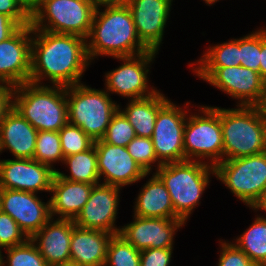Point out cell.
<instances>
[{
    "label": "cell",
    "instance_id": "43",
    "mask_svg": "<svg viewBox=\"0 0 266 266\" xmlns=\"http://www.w3.org/2000/svg\"><path fill=\"white\" fill-rule=\"evenodd\" d=\"M130 0H96V8L100 6L127 5Z\"/></svg>",
    "mask_w": 266,
    "mask_h": 266
},
{
    "label": "cell",
    "instance_id": "14",
    "mask_svg": "<svg viewBox=\"0 0 266 266\" xmlns=\"http://www.w3.org/2000/svg\"><path fill=\"white\" fill-rule=\"evenodd\" d=\"M0 210L11 216L29 239L51 218L50 201L42 202L28 191L0 189Z\"/></svg>",
    "mask_w": 266,
    "mask_h": 266
},
{
    "label": "cell",
    "instance_id": "12",
    "mask_svg": "<svg viewBox=\"0 0 266 266\" xmlns=\"http://www.w3.org/2000/svg\"><path fill=\"white\" fill-rule=\"evenodd\" d=\"M155 51H147L143 54L130 57H115L123 61V64L105 74L106 91L119 94L123 97L141 99L155 94L158 90L148 87L147 67L153 61ZM151 89V90H148Z\"/></svg>",
    "mask_w": 266,
    "mask_h": 266
},
{
    "label": "cell",
    "instance_id": "37",
    "mask_svg": "<svg viewBox=\"0 0 266 266\" xmlns=\"http://www.w3.org/2000/svg\"><path fill=\"white\" fill-rule=\"evenodd\" d=\"M220 258L218 266H257L249 257L234 243L220 242Z\"/></svg>",
    "mask_w": 266,
    "mask_h": 266
},
{
    "label": "cell",
    "instance_id": "49",
    "mask_svg": "<svg viewBox=\"0 0 266 266\" xmlns=\"http://www.w3.org/2000/svg\"><path fill=\"white\" fill-rule=\"evenodd\" d=\"M206 4H208V5H212V4H214V3H216V2H218L219 0H203Z\"/></svg>",
    "mask_w": 266,
    "mask_h": 266
},
{
    "label": "cell",
    "instance_id": "23",
    "mask_svg": "<svg viewBox=\"0 0 266 266\" xmlns=\"http://www.w3.org/2000/svg\"><path fill=\"white\" fill-rule=\"evenodd\" d=\"M112 236L105 231L75 225L70 242V260L82 266H104Z\"/></svg>",
    "mask_w": 266,
    "mask_h": 266
},
{
    "label": "cell",
    "instance_id": "36",
    "mask_svg": "<svg viewBox=\"0 0 266 266\" xmlns=\"http://www.w3.org/2000/svg\"><path fill=\"white\" fill-rule=\"evenodd\" d=\"M28 239L15 220L0 210V248L18 246Z\"/></svg>",
    "mask_w": 266,
    "mask_h": 266
},
{
    "label": "cell",
    "instance_id": "40",
    "mask_svg": "<svg viewBox=\"0 0 266 266\" xmlns=\"http://www.w3.org/2000/svg\"><path fill=\"white\" fill-rule=\"evenodd\" d=\"M14 87L0 83V124L6 113L12 108V95Z\"/></svg>",
    "mask_w": 266,
    "mask_h": 266
},
{
    "label": "cell",
    "instance_id": "9",
    "mask_svg": "<svg viewBox=\"0 0 266 266\" xmlns=\"http://www.w3.org/2000/svg\"><path fill=\"white\" fill-rule=\"evenodd\" d=\"M199 108L203 115H187L183 136L185 160L202 161L207 158L211 161L209 164L215 166L223 161L221 107Z\"/></svg>",
    "mask_w": 266,
    "mask_h": 266
},
{
    "label": "cell",
    "instance_id": "5",
    "mask_svg": "<svg viewBox=\"0 0 266 266\" xmlns=\"http://www.w3.org/2000/svg\"><path fill=\"white\" fill-rule=\"evenodd\" d=\"M236 106L238 108H221L223 160L266 151V123L258 106Z\"/></svg>",
    "mask_w": 266,
    "mask_h": 266
},
{
    "label": "cell",
    "instance_id": "27",
    "mask_svg": "<svg viewBox=\"0 0 266 266\" xmlns=\"http://www.w3.org/2000/svg\"><path fill=\"white\" fill-rule=\"evenodd\" d=\"M234 244L257 266H266V218L258 215Z\"/></svg>",
    "mask_w": 266,
    "mask_h": 266
},
{
    "label": "cell",
    "instance_id": "10",
    "mask_svg": "<svg viewBox=\"0 0 266 266\" xmlns=\"http://www.w3.org/2000/svg\"><path fill=\"white\" fill-rule=\"evenodd\" d=\"M210 85L239 100V106H258L266 92L260 73L241 65L233 67H192Z\"/></svg>",
    "mask_w": 266,
    "mask_h": 266
},
{
    "label": "cell",
    "instance_id": "25",
    "mask_svg": "<svg viewBox=\"0 0 266 266\" xmlns=\"http://www.w3.org/2000/svg\"><path fill=\"white\" fill-rule=\"evenodd\" d=\"M166 98L157 91L146 98L129 100L125 110H121V106L118 110L133 126L137 137L151 138L158 111L169 101Z\"/></svg>",
    "mask_w": 266,
    "mask_h": 266
},
{
    "label": "cell",
    "instance_id": "26",
    "mask_svg": "<svg viewBox=\"0 0 266 266\" xmlns=\"http://www.w3.org/2000/svg\"><path fill=\"white\" fill-rule=\"evenodd\" d=\"M63 163L69 167L70 175L57 170L56 173L61 178L72 182L99 184L100 177L94 144L86 151L64 157Z\"/></svg>",
    "mask_w": 266,
    "mask_h": 266
},
{
    "label": "cell",
    "instance_id": "32",
    "mask_svg": "<svg viewBox=\"0 0 266 266\" xmlns=\"http://www.w3.org/2000/svg\"><path fill=\"white\" fill-rule=\"evenodd\" d=\"M58 132L64 157L86 151L94 144V140L80 127L69 122Z\"/></svg>",
    "mask_w": 266,
    "mask_h": 266
},
{
    "label": "cell",
    "instance_id": "47",
    "mask_svg": "<svg viewBox=\"0 0 266 266\" xmlns=\"http://www.w3.org/2000/svg\"><path fill=\"white\" fill-rule=\"evenodd\" d=\"M54 266H82V265H79L78 263H75L74 261L69 260L61 264L54 265Z\"/></svg>",
    "mask_w": 266,
    "mask_h": 266
},
{
    "label": "cell",
    "instance_id": "7",
    "mask_svg": "<svg viewBox=\"0 0 266 266\" xmlns=\"http://www.w3.org/2000/svg\"><path fill=\"white\" fill-rule=\"evenodd\" d=\"M96 7L77 0H40L31 11V27L87 38ZM47 23V24H46Z\"/></svg>",
    "mask_w": 266,
    "mask_h": 266
},
{
    "label": "cell",
    "instance_id": "50",
    "mask_svg": "<svg viewBox=\"0 0 266 266\" xmlns=\"http://www.w3.org/2000/svg\"><path fill=\"white\" fill-rule=\"evenodd\" d=\"M1 250H3L2 248H0V266H3V263H2V261H3V259H4V256H2V251Z\"/></svg>",
    "mask_w": 266,
    "mask_h": 266
},
{
    "label": "cell",
    "instance_id": "29",
    "mask_svg": "<svg viewBox=\"0 0 266 266\" xmlns=\"http://www.w3.org/2000/svg\"><path fill=\"white\" fill-rule=\"evenodd\" d=\"M33 159L57 171L53 163L64 160L59 132L38 131Z\"/></svg>",
    "mask_w": 266,
    "mask_h": 266
},
{
    "label": "cell",
    "instance_id": "15",
    "mask_svg": "<svg viewBox=\"0 0 266 266\" xmlns=\"http://www.w3.org/2000/svg\"><path fill=\"white\" fill-rule=\"evenodd\" d=\"M99 177L102 184L122 188L145 178L142 167L128 153L126 147L106 143L103 139L94 141ZM103 175V176H102Z\"/></svg>",
    "mask_w": 266,
    "mask_h": 266
},
{
    "label": "cell",
    "instance_id": "6",
    "mask_svg": "<svg viewBox=\"0 0 266 266\" xmlns=\"http://www.w3.org/2000/svg\"><path fill=\"white\" fill-rule=\"evenodd\" d=\"M68 122L80 127L94 141L106 134L112 116L118 111L106 90L79 83L66 87Z\"/></svg>",
    "mask_w": 266,
    "mask_h": 266
},
{
    "label": "cell",
    "instance_id": "1",
    "mask_svg": "<svg viewBox=\"0 0 266 266\" xmlns=\"http://www.w3.org/2000/svg\"><path fill=\"white\" fill-rule=\"evenodd\" d=\"M31 73L29 82L42 85L49 78L51 84L72 86L90 65L87 39L74 34H57L32 28Z\"/></svg>",
    "mask_w": 266,
    "mask_h": 266
},
{
    "label": "cell",
    "instance_id": "30",
    "mask_svg": "<svg viewBox=\"0 0 266 266\" xmlns=\"http://www.w3.org/2000/svg\"><path fill=\"white\" fill-rule=\"evenodd\" d=\"M104 266H140V251L115 234L109 242Z\"/></svg>",
    "mask_w": 266,
    "mask_h": 266
},
{
    "label": "cell",
    "instance_id": "4",
    "mask_svg": "<svg viewBox=\"0 0 266 266\" xmlns=\"http://www.w3.org/2000/svg\"><path fill=\"white\" fill-rule=\"evenodd\" d=\"M155 174L165 184L174 208V219L187 222L209 185L214 166L205 161L185 160L167 163L156 169Z\"/></svg>",
    "mask_w": 266,
    "mask_h": 266
},
{
    "label": "cell",
    "instance_id": "17",
    "mask_svg": "<svg viewBox=\"0 0 266 266\" xmlns=\"http://www.w3.org/2000/svg\"><path fill=\"white\" fill-rule=\"evenodd\" d=\"M55 171L34 159L0 160V189L51 192Z\"/></svg>",
    "mask_w": 266,
    "mask_h": 266
},
{
    "label": "cell",
    "instance_id": "16",
    "mask_svg": "<svg viewBox=\"0 0 266 266\" xmlns=\"http://www.w3.org/2000/svg\"><path fill=\"white\" fill-rule=\"evenodd\" d=\"M120 190V187L113 185L102 183L94 185L88 201L74 219L75 225L113 235L119 234L120 227L115 226V221Z\"/></svg>",
    "mask_w": 266,
    "mask_h": 266
},
{
    "label": "cell",
    "instance_id": "45",
    "mask_svg": "<svg viewBox=\"0 0 266 266\" xmlns=\"http://www.w3.org/2000/svg\"><path fill=\"white\" fill-rule=\"evenodd\" d=\"M258 108L261 111L264 122L266 123V92L263 95L261 103L258 105Z\"/></svg>",
    "mask_w": 266,
    "mask_h": 266
},
{
    "label": "cell",
    "instance_id": "24",
    "mask_svg": "<svg viewBox=\"0 0 266 266\" xmlns=\"http://www.w3.org/2000/svg\"><path fill=\"white\" fill-rule=\"evenodd\" d=\"M134 206V215L146 218H174L170 194L162 180L153 173L141 188Z\"/></svg>",
    "mask_w": 266,
    "mask_h": 266
},
{
    "label": "cell",
    "instance_id": "28",
    "mask_svg": "<svg viewBox=\"0 0 266 266\" xmlns=\"http://www.w3.org/2000/svg\"><path fill=\"white\" fill-rule=\"evenodd\" d=\"M196 63L197 67H233L241 64L239 39L209 47L203 57Z\"/></svg>",
    "mask_w": 266,
    "mask_h": 266
},
{
    "label": "cell",
    "instance_id": "3",
    "mask_svg": "<svg viewBox=\"0 0 266 266\" xmlns=\"http://www.w3.org/2000/svg\"><path fill=\"white\" fill-rule=\"evenodd\" d=\"M12 107L37 131L58 132L68 123L66 87L27 82L14 87Z\"/></svg>",
    "mask_w": 266,
    "mask_h": 266
},
{
    "label": "cell",
    "instance_id": "13",
    "mask_svg": "<svg viewBox=\"0 0 266 266\" xmlns=\"http://www.w3.org/2000/svg\"><path fill=\"white\" fill-rule=\"evenodd\" d=\"M31 25L20 26L0 42V83L17 87L29 82L31 73Z\"/></svg>",
    "mask_w": 266,
    "mask_h": 266
},
{
    "label": "cell",
    "instance_id": "34",
    "mask_svg": "<svg viewBox=\"0 0 266 266\" xmlns=\"http://www.w3.org/2000/svg\"><path fill=\"white\" fill-rule=\"evenodd\" d=\"M128 153L133 159L142 167V169L150 174L155 162L157 163V169L162 165L154 152V146L151 138L135 137L126 146ZM153 163V164H152Z\"/></svg>",
    "mask_w": 266,
    "mask_h": 266
},
{
    "label": "cell",
    "instance_id": "20",
    "mask_svg": "<svg viewBox=\"0 0 266 266\" xmlns=\"http://www.w3.org/2000/svg\"><path fill=\"white\" fill-rule=\"evenodd\" d=\"M51 217L47 223L30 239L49 266L70 260V242L75 226L72 219ZM39 241V242H38ZM37 243V244H36Z\"/></svg>",
    "mask_w": 266,
    "mask_h": 266
},
{
    "label": "cell",
    "instance_id": "21",
    "mask_svg": "<svg viewBox=\"0 0 266 266\" xmlns=\"http://www.w3.org/2000/svg\"><path fill=\"white\" fill-rule=\"evenodd\" d=\"M38 131L13 107L0 124V153L8 149L15 158L33 159Z\"/></svg>",
    "mask_w": 266,
    "mask_h": 266
},
{
    "label": "cell",
    "instance_id": "44",
    "mask_svg": "<svg viewBox=\"0 0 266 266\" xmlns=\"http://www.w3.org/2000/svg\"><path fill=\"white\" fill-rule=\"evenodd\" d=\"M23 5L31 12L40 2V0H20Z\"/></svg>",
    "mask_w": 266,
    "mask_h": 266
},
{
    "label": "cell",
    "instance_id": "42",
    "mask_svg": "<svg viewBox=\"0 0 266 266\" xmlns=\"http://www.w3.org/2000/svg\"><path fill=\"white\" fill-rule=\"evenodd\" d=\"M259 73L262 80L266 83V28L261 29V52Z\"/></svg>",
    "mask_w": 266,
    "mask_h": 266
},
{
    "label": "cell",
    "instance_id": "31",
    "mask_svg": "<svg viewBox=\"0 0 266 266\" xmlns=\"http://www.w3.org/2000/svg\"><path fill=\"white\" fill-rule=\"evenodd\" d=\"M7 261L3 260V266H49L43 256L40 254L37 246L31 239L25 243L5 248Z\"/></svg>",
    "mask_w": 266,
    "mask_h": 266
},
{
    "label": "cell",
    "instance_id": "8",
    "mask_svg": "<svg viewBox=\"0 0 266 266\" xmlns=\"http://www.w3.org/2000/svg\"><path fill=\"white\" fill-rule=\"evenodd\" d=\"M215 176L246 206L254 209L266 191V151L223 160L214 166Z\"/></svg>",
    "mask_w": 266,
    "mask_h": 266
},
{
    "label": "cell",
    "instance_id": "46",
    "mask_svg": "<svg viewBox=\"0 0 266 266\" xmlns=\"http://www.w3.org/2000/svg\"><path fill=\"white\" fill-rule=\"evenodd\" d=\"M253 210H256V211L264 210V211H266V191H265L262 199L260 200V202L257 204V206Z\"/></svg>",
    "mask_w": 266,
    "mask_h": 266
},
{
    "label": "cell",
    "instance_id": "48",
    "mask_svg": "<svg viewBox=\"0 0 266 266\" xmlns=\"http://www.w3.org/2000/svg\"><path fill=\"white\" fill-rule=\"evenodd\" d=\"M77 1L87 2V3L92 4L96 7V0H77Z\"/></svg>",
    "mask_w": 266,
    "mask_h": 266
},
{
    "label": "cell",
    "instance_id": "33",
    "mask_svg": "<svg viewBox=\"0 0 266 266\" xmlns=\"http://www.w3.org/2000/svg\"><path fill=\"white\" fill-rule=\"evenodd\" d=\"M136 137L135 130L126 117L118 110L111 118L106 134V143L126 147Z\"/></svg>",
    "mask_w": 266,
    "mask_h": 266
},
{
    "label": "cell",
    "instance_id": "41",
    "mask_svg": "<svg viewBox=\"0 0 266 266\" xmlns=\"http://www.w3.org/2000/svg\"><path fill=\"white\" fill-rule=\"evenodd\" d=\"M19 27L11 17L0 13V42L9 38Z\"/></svg>",
    "mask_w": 266,
    "mask_h": 266
},
{
    "label": "cell",
    "instance_id": "19",
    "mask_svg": "<svg viewBox=\"0 0 266 266\" xmlns=\"http://www.w3.org/2000/svg\"><path fill=\"white\" fill-rule=\"evenodd\" d=\"M173 0H130L129 7L140 41L158 52Z\"/></svg>",
    "mask_w": 266,
    "mask_h": 266
},
{
    "label": "cell",
    "instance_id": "18",
    "mask_svg": "<svg viewBox=\"0 0 266 266\" xmlns=\"http://www.w3.org/2000/svg\"><path fill=\"white\" fill-rule=\"evenodd\" d=\"M184 224L182 219L146 218L134 215L133 222L122 226L119 235L138 251L148 248H173V237Z\"/></svg>",
    "mask_w": 266,
    "mask_h": 266
},
{
    "label": "cell",
    "instance_id": "2",
    "mask_svg": "<svg viewBox=\"0 0 266 266\" xmlns=\"http://www.w3.org/2000/svg\"><path fill=\"white\" fill-rule=\"evenodd\" d=\"M103 7V12H100L101 7L95 9L91 30L86 38L90 61L101 55L130 57L150 51L140 41L127 5Z\"/></svg>",
    "mask_w": 266,
    "mask_h": 266
},
{
    "label": "cell",
    "instance_id": "22",
    "mask_svg": "<svg viewBox=\"0 0 266 266\" xmlns=\"http://www.w3.org/2000/svg\"><path fill=\"white\" fill-rule=\"evenodd\" d=\"M94 184L72 182L56 172L51 184L50 215L74 220L89 199Z\"/></svg>",
    "mask_w": 266,
    "mask_h": 266
},
{
    "label": "cell",
    "instance_id": "39",
    "mask_svg": "<svg viewBox=\"0 0 266 266\" xmlns=\"http://www.w3.org/2000/svg\"><path fill=\"white\" fill-rule=\"evenodd\" d=\"M173 248H148L140 251V266H169Z\"/></svg>",
    "mask_w": 266,
    "mask_h": 266
},
{
    "label": "cell",
    "instance_id": "35",
    "mask_svg": "<svg viewBox=\"0 0 266 266\" xmlns=\"http://www.w3.org/2000/svg\"><path fill=\"white\" fill-rule=\"evenodd\" d=\"M241 66L259 72L261 29L239 38Z\"/></svg>",
    "mask_w": 266,
    "mask_h": 266
},
{
    "label": "cell",
    "instance_id": "11",
    "mask_svg": "<svg viewBox=\"0 0 266 266\" xmlns=\"http://www.w3.org/2000/svg\"><path fill=\"white\" fill-rule=\"evenodd\" d=\"M186 116L187 111L170 99L158 111L151 139L155 155L162 165L185 161L183 136Z\"/></svg>",
    "mask_w": 266,
    "mask_h": 266
},
{
    "label": "cell",
    "instance_id": "38",
    "mask_svg": "<svg viewBox=\"0 0 266 266\" xmlns=\"http://www.w3.org/2000/svg\"><path fill=\"white\" fill-rule=\"evenodd\" d=\"M0 13L11 17L19 26L31 24V12L20 0H0Z\"/></svg>",
    "mask_w": 266,
    "mask_h": 266
}]
</instances>
